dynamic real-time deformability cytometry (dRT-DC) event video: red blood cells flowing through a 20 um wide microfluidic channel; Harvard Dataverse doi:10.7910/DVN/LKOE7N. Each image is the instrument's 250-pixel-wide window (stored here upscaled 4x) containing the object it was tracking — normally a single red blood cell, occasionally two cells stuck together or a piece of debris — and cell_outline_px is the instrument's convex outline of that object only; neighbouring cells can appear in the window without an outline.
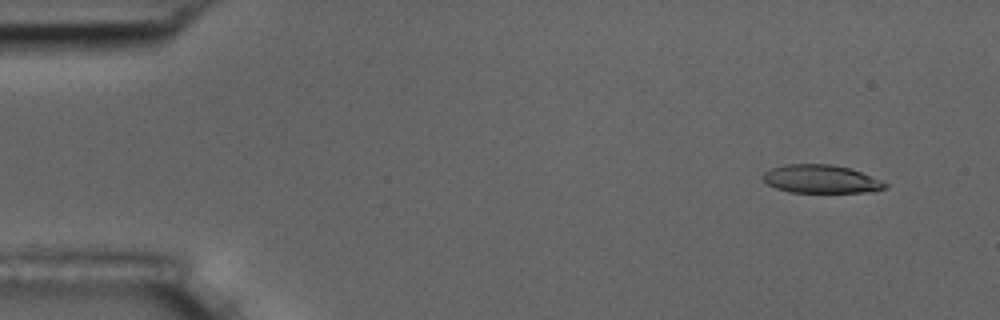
{"species": "common noctule bat (a hibernating species)", "species_latin": "Nyctalus noctula", "temperature_condition": "room temperature", "stored_images_in_passage": 8, "camera_frame_rate_fps": 3000, "um_per_image_px": 0.085, "animal": {"sex": "male", "body_mass_g": 17.5, "forearm_length_mm": 52.3}, "frame": {"image": 1, "passage_image": 2, "time_ms": 1.333, "image_size_px": [1000, 320], "cell_outline_px": [[888, 188], [864, 192], [788, 192], [776, 188], [768, 184], [760, 176], [764, 172], [772, 168], [784, 164], [832, 164], [848, 168], [860, 172], [880, 180], [888, 184]], "centroid_in_image_um": [69.74, 15.22], "position_along_channel_um": 15.3, "area_um2": 20.0}}
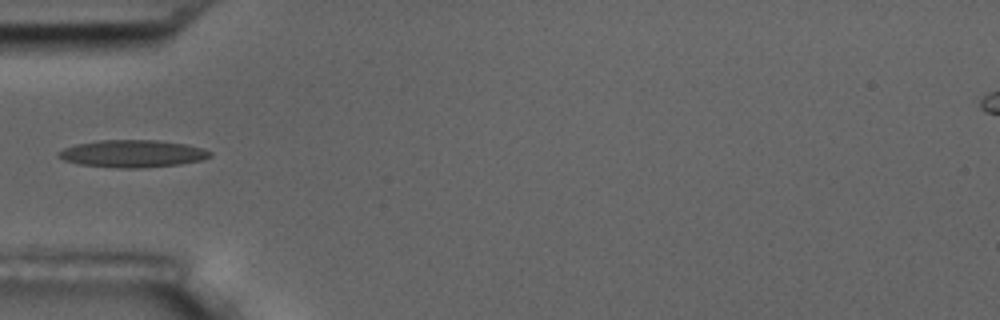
{"frame": {"image": 2, "passage_image": 6, "time_ms": 6.0, "image_size_px": [1000, 320], "cell_outline_px": [[212, 156], [200, 160], [180, 164], [140, 168], [116, 168], [80, 164], [64, 160], [56, 156], [56, 152], [64, 148], [76, 144], [100, 140], [160, 140], [184, 144], [204, 148], [212, 152]], "centroid_in_image_um": [11.25, 13.06], "position_along_channel_um": 73.7, "area_um2": 24.22}}